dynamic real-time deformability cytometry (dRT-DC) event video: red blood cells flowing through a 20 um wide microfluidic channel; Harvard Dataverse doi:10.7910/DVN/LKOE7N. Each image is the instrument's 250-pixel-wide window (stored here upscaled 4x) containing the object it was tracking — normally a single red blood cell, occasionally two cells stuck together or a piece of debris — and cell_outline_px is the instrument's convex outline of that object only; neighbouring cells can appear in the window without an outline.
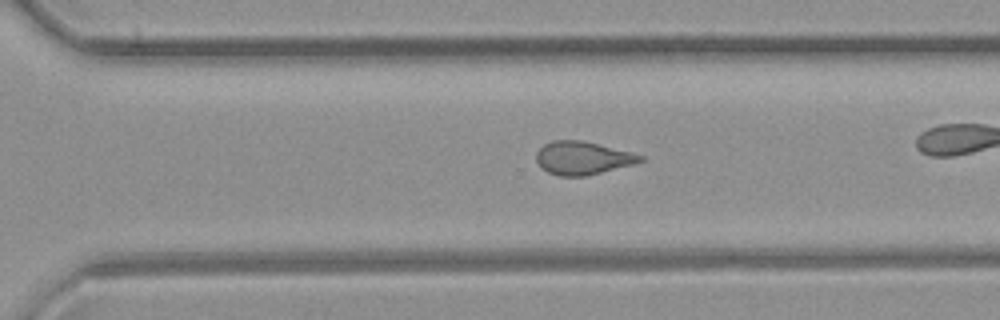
{"species": "common noctule bat (a hibernating species)", "species_latin": "Nyctalus noctula", "temperature_condition": "room temperature", "stored_images_in_passage": 38, "camera_frame_rate_fps": 3000, "um_per_image_px": 0.085, "animal": {"sex": "female", "body_mass_g": 21.9}, "frame": {"image": 1, "passage_image": 33, "time_ms": 10.667, "image_size_px": [1000, 320], "cell_outline_px": [[644, 160], [632, 164], [588, 176], [560, 176], [548, 172], [540, 168], [536, 160], [536, 152], [544, 144], [552, 140], [580, 140], [644, 156]], "centroid_in_image_um": [49.45, 13.44], "position_along_channel_um": 321.1, "area_um2": 19.83}}